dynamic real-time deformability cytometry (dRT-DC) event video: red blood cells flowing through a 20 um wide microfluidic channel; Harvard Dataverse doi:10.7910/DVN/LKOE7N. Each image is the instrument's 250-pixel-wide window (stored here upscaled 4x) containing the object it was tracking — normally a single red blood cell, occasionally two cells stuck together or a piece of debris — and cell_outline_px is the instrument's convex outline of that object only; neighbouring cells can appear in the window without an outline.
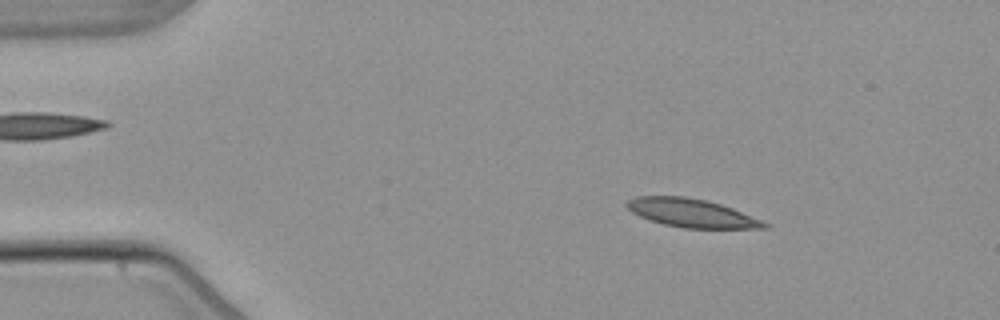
{"species": "common noctule bat (a hibernating species)", "species_latin": "Nyctalus noctula", "temperature_condition": "warm", "stored_images_in_passage": 5, "camera_frame_rate_fps": 3000, "um_per_image_px": 0.085, "animal": {"sex": "male", "body_mass_g": 21.5, "forearm_length_mm": 52.0}, "frame": {"image": 1, "passage_image": 2, "time_ms": 1.333, "image_size_px": [1000, 320], "cell_outline_px": [[768, 228], [684, 228], [664, 224], [648, 220], [632, 212], [624, 204], [628, 200], [636, 196], [684, 196], [704, 200], [720, 204], [732, 208], [760, 220], [768, 224]], "centroid_in_image_um": [58.72, 18.1], "position_along_channel_um": 26.3, "area_um2": 22.48}}
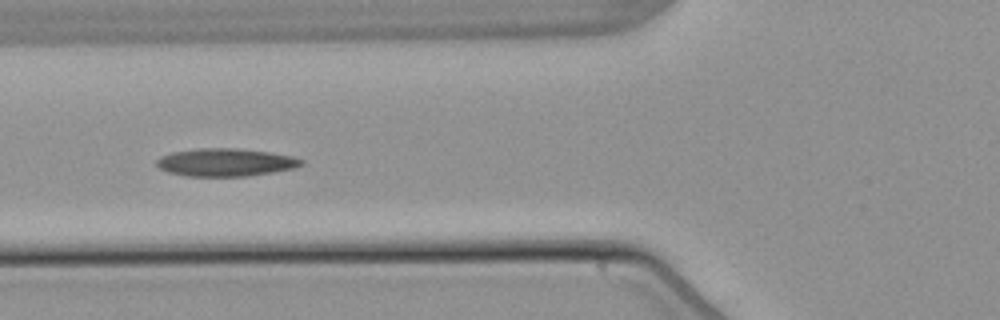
{"frame": {"image": 2, "passage_image": 5, "time_ms": 5.333, "image_size_px": [1000, 320], "cell_outline_px": [[304, 164], [292, 168], [272, 172], [248, 176], [184, 176], [168, 172], [160, 168], [156, 164], [156, 160], [160, 156], [172, 152], [196, 148], [236, 148], [268, 152], [292, 156], [304, 160]], "centroid_in_image_um": [19.14, 13.79], "position_along_channel_um": 106.7, "area_um2": 23.47}}